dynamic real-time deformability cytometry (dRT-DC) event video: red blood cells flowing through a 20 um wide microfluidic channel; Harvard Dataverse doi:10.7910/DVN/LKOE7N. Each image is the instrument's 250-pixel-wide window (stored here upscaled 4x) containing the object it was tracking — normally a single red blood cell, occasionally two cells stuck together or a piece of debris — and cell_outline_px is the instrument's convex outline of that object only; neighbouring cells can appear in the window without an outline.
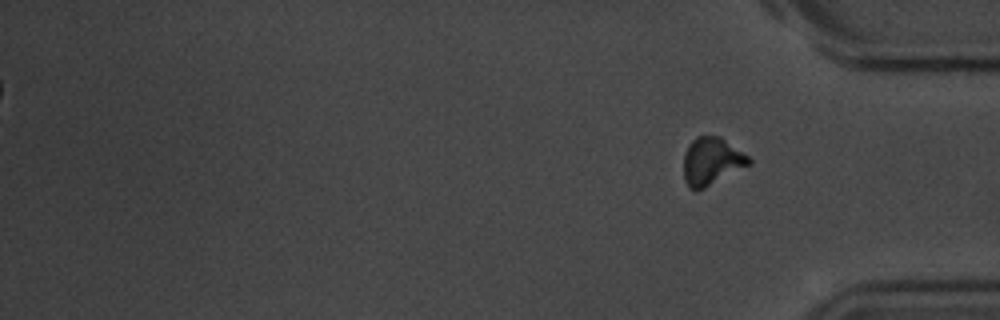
{"species": "common noctule bat (a hibernating species)", "species_latin": "Nyctalus noctula", "temperature_condition": "room temperature", "stored_images_in_passage": 13, "segment_of_instrument_passage": [2, 2], "camera_frame_rate_fps": 3000, "um_per_image_px": 0.085, "animal": {"sex": "male", "body_mass_g": 20.1, "forearm_length_mm": 53.5}, "frame": {"image": 1, "passage_image": 13, "time_ms": 14.667, "image_size_px": [1000, 320], "cell_outline_px": [[752, 164], [696, 192], [684, 180], [684, 152], [688, 144], [696, 136], [720, 136], [748, 156], [752, 160]], "centroid_in_image_um": [60.49, 13.7], "position_along_channel_um": 374.7, "area_um2": 18.09}}